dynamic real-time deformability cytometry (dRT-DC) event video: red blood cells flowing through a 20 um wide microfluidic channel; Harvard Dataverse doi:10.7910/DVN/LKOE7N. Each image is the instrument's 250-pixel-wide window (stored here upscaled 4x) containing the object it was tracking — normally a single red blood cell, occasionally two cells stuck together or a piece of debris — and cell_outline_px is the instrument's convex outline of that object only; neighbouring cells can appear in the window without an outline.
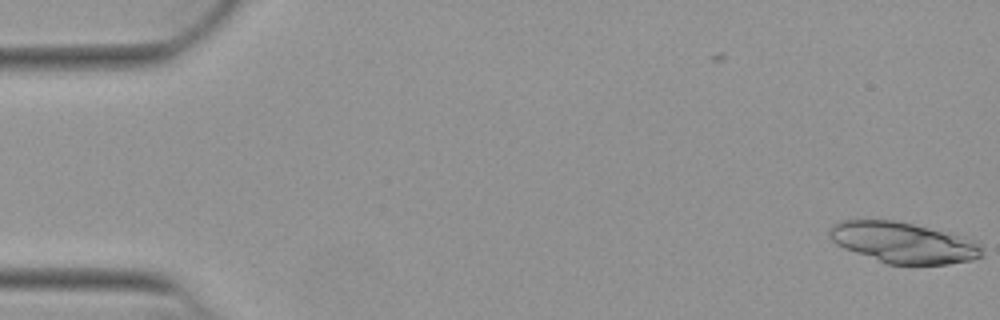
{"species": "Egyptian fruit bat (a non-hibernating species)", "species_latin": "Rousettus aegyptiacus", "temperature_condition": "warm", "stored_images_in_passage": 51, "segment_of_instrument_passage": [1, 2], "camera_frame_rate_fps": 3000, "um_per_image_px": 0.085, "animal": {"sex": "female"}, "frame": {"image": 1, "passage_image": 1, "time_ms": 0.0, "image_size_px": [1000, 320], "cell_outline_px": [[984, 256], [972, 260], [948, 264], [888, 264], [844, 248], [836, 244], [828, 236], [828, 232], [832, 224], [840, 220], [892, 220], [912, 224], [964, 236], [976, 240]], "centroid_in_image_um": [76.78, 20.62], "position_along_channel_um": 8.2, "area_um2": 36.18}}
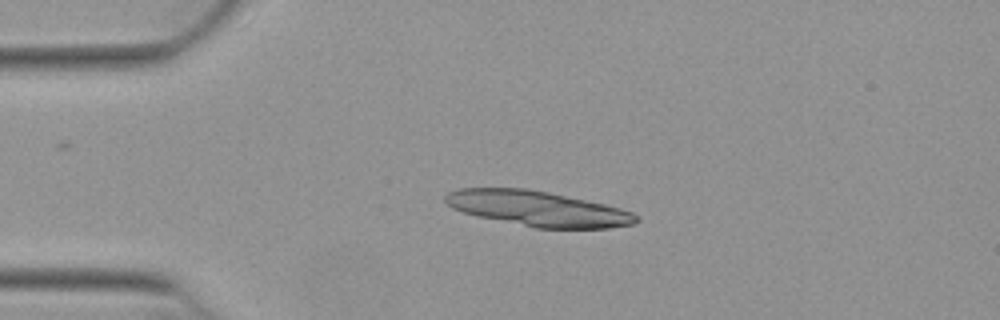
{"frame": {"image": 2, "passage_image": 12, "time_ms": 3.667, "image_size_px": [1000, 320], "cell_outline_px": [[640, 220], [636, 224], [608, 228], [536, 228], [480, 216], [464, 212], [452, 208], [444, 200], [444, 196], [448, 192], [460, 188], [524, 188], [548, 192], [604, 204], [620, 208], [632, 212], [640, 216]], "centroid_in_image_um": [45.75, 17.73], "position_along_channel_um": 39.2, "area_um2": 38.84}}